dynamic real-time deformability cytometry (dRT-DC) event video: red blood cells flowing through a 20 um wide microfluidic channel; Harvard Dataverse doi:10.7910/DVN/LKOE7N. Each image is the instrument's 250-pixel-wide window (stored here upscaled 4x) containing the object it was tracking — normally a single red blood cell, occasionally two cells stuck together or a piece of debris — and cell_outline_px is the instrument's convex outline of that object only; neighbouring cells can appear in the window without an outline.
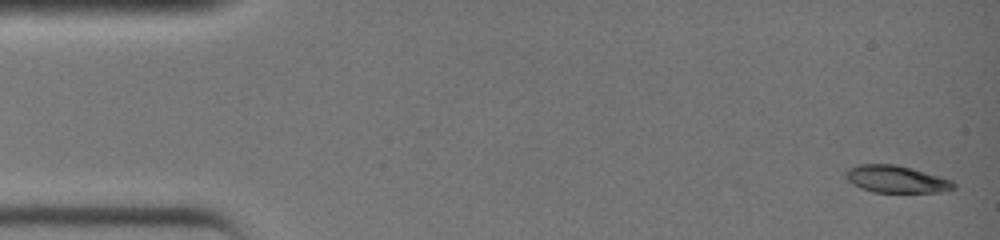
{"species": "common noctule bat (a hibernating species)", "species_latin": "Nyctalus noctula", "temperature_condition": "warm", "stored_images_in_passage": 37, "camera_frame_rate_fps": 3000, "um_per_image_px": 0.085, "animal": {"sex": "female", "body_mass_g": 19.0, "forearm_length_mm": 51.5}, "frame": {"image": 1, "passage_image": 1, "time_ms": 0.0, "image_size_px": [1000, 240], "cell_outline_px": [[956, 188], [940, 192], [872, 192], [860, 188], [852, 184], [844, 176], [844, 172], [848, 168], [860, 164], [896, 164], [940, 176], [952, 180], [956, 184]], "centroid_in_image_um": [76.16, 15.23], "position_along_channel_um": 8.8, "area_um2": 17.22}}
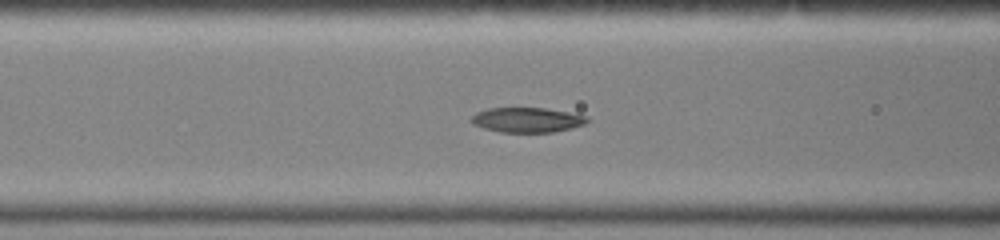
{"frame": {"image": 2, "passage_image": 15, "time_ms": 4.667, "image_size_px": [1000, 240], "cell_outline_px": [[588, 120], [584, 124], [552, 132], [500, 132], [484, 128], [472, 124], [468, 120], [476, 112], [488, 108], [544, 108], [568, 112], [588, 116]], "centroid_in_image_um": [44.74, 10.19], "position_along_channel_um": 121.9, "area_um2": 16.7}}
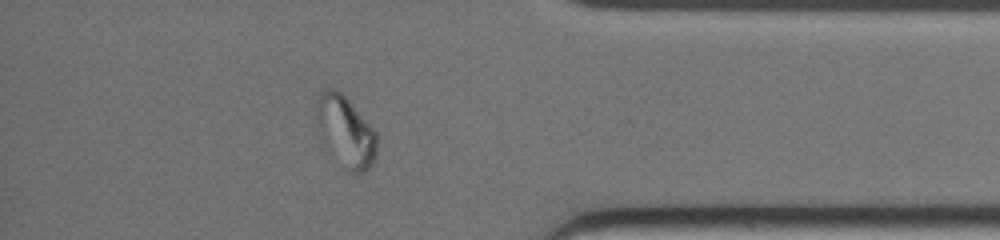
{"frame": {"image": 3, "passage_image": 32, "time_ms": 10.333, "image_size_px": [1000, 240], "cell_outline_px": [[376, 156], [372, 164], [364, 172], [348, 172], [344, 168], [316, 136], [316, 104], [320, 92], [324, 88], [336, 88], [348, 100], [376, 132]], "centroid_in_image_um": [29.31, 11.18], "position_along_channel_um": 405.9, "area_um2": 25.2}}